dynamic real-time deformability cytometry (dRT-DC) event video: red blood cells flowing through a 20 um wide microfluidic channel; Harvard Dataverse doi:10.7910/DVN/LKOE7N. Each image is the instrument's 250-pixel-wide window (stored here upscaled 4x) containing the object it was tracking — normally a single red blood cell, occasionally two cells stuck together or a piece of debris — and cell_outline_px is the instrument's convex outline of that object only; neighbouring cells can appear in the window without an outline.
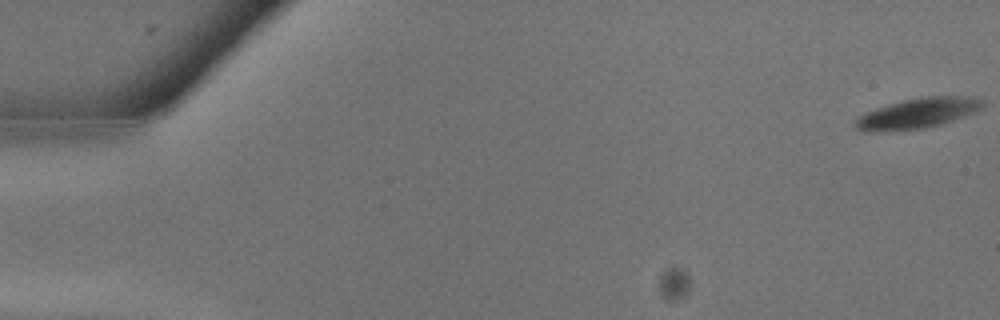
{"species": "common noctule bat (a hibernating species)", "species_latin": "Nyctalus noctula", "temperature_condition": "warm", "stored_images_in_passage": 11, "camera_frame_rate_fps": 3000, "um_per_image_px": 0.085, "animal": {"sex": "male", "body_mass_g": 13.3}, "frame": {"image": 1, "passage_image": 1, "time_ms": 0.0, "image_size_px": [1000, 320], "cell_outline_px": [[984, 104], [980, 108], [964, 116], [940, 124], [924, 128], [876, 132], [868, 132], [856, 128], [852, 124], [860, 116], [876, 108], [888, 104], [904, 100], [924, 96], [968, 96], [984, 100]], "centroid_in_image_um": [77.97, 9.62], "position_along_channel_um": 7.0, "area_um2": 22.14}}
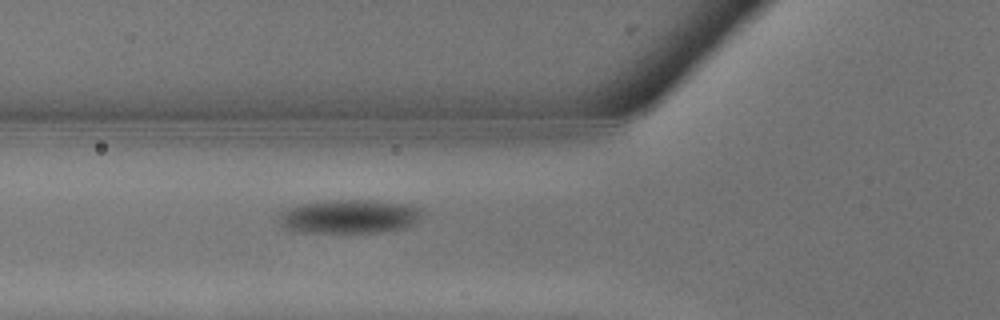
{"frame": {"image": 2, "passage_image": 11, "time_ms": 3.333, "image_size_px": [1000, 320], "cell_outline_px": [[420, 216], [416, 224], [404, 228], [380, 232], [296, 232], [284, 228], [280, 224], [280, 212], [288, 208], [304, 204], [336, 200], [372, 200], [404, 204], [420, 208]], "centroid_in_image_um": [29.69, 18.41], "position_along_channel_um": 96.1, "area_um2": 27.92}}